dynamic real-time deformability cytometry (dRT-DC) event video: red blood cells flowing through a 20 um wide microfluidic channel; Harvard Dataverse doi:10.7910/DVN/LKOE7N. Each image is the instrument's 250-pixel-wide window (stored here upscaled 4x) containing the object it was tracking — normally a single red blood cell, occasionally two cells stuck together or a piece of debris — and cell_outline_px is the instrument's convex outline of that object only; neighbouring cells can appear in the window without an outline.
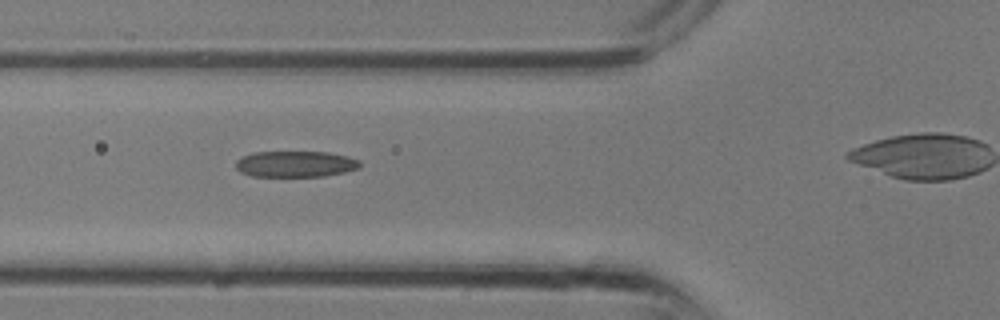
{"species": "common noctule bat (a hibernating species)", "species_latin": "Nyctalus noctula", "temperature_condition": "room temperature", "stored_images_in_passage": 22, "camera_frame_rate_fps": 3000, "um_per_image_px": 0.085, "animal": {"sex": "male", "body_mass_g": 13.3}, "frame": {"image": 1, "passage_image": 8, "time_ms": 2.333, "image_size_px": [1000, 320], "cell_outline_px": [[360, 168], [344, 172], [324, 176], [252, 176], [240, 172], [236, 168], [236, 160], [252, 152], [328, 152], [348, 156], [360, 160]], "centroid_in_image_um": [25.13, 13.94], "position_along_channel_um": 100.7, "area_um2": 18.9}}
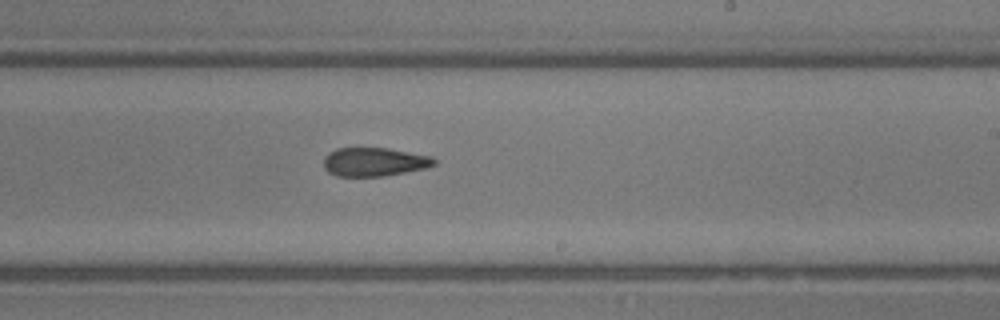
{"frame": {"image": 2, "passage_image": 15, "time_ms": 4.667, "image_size_px": [1000, 320], "cell_outline_px": [[436, 164], [424, 168], [384, 176], [336, 176], [328, 172], [324, 168], [324, 156], [328, 152], [336, 148], [388, 148], [432, 156], [436, 160]], "centroid_in_image_um": [31.79, 13.75], "position_along_channel_um": 257.2, "area_um2": 18.5}}
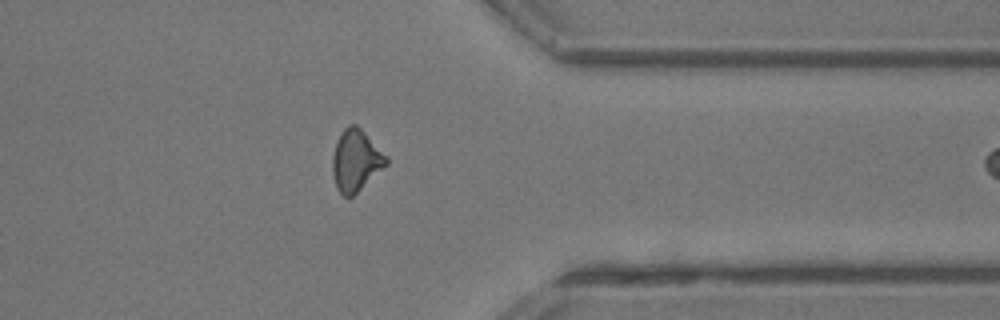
{"frame": {"image": 3, "passage_image": 21, "time_ms": 6.667, "image_size_px": [1000, 320], "cell_outline_px": [[388, 164], [352, 196], [344, 196], [336, 188], [332, 172], [332, 156], [340, 132], [348, 124], [356, 124], [388, 156]], "centroid_in_image_um": [30.24, 13.62], "position_along_channel_um": 381.2, "area_um2": 19.19}}